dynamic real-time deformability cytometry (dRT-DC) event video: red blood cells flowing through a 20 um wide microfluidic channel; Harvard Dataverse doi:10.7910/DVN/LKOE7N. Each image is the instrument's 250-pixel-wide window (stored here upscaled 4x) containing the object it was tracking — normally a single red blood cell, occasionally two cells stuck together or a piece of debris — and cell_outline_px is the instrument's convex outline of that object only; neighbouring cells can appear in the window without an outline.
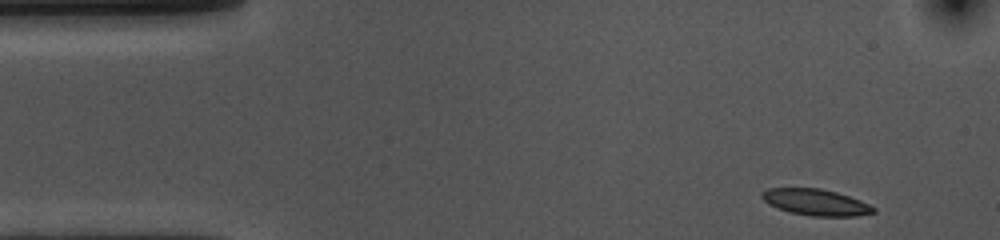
{"species": "common noctule bat (a hibernating species)", "species_latin": "Nyctalus noctula", "temperature_condition": "cold", "stored_images_in_passage": 51, "camera_frame_rate_fps": 3000, "um_per_image_px": 0.085, "animal": {"sex": "female", "body_mass_g": 10.0, "forearm_length_mm": 53.1}, "frame": {"image": 1, "passage_image": 1, "time_ms": 0.0, "image_size_px": [1000, 240], "cell_outline_px": [[876, 212], [856, 216], [812, 216], [788, 212], [768, 204], [760, 196], [760, 192], [768, 188], [820, 188], [836, 192], [860, 200], [876, 208]], "centroid_in_image_um": [69.31, 17.19], "position_along_channel_um": 15.7, "area_um2": 17.17}}
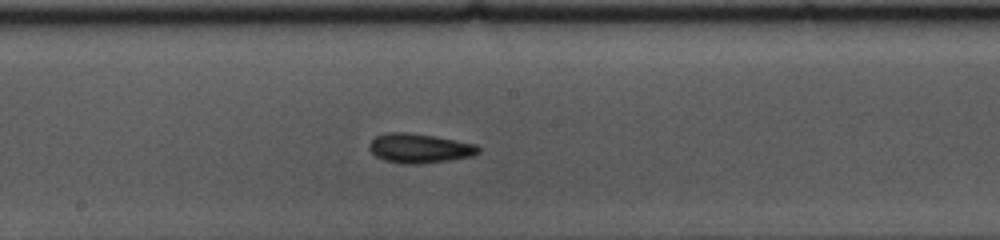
{"frame": {"image": 2, "passage_image": 24, "time_ms": 7.667, "image_size_px": [1000, 240], "cell_outline_px": [[480, 152], [472, 156], [448, 160], [416, 164], [400, 164], [384, 160], [376, 156], [368, 148], [368, 144], [376, 136], [384, 132], [404, 132], [436, 136], [476, 144], [480, 148]], "centroid_in_image_um": [35.63, 12.59], "position_along_channel_um": 212.6, "area_um2": 18.79}}
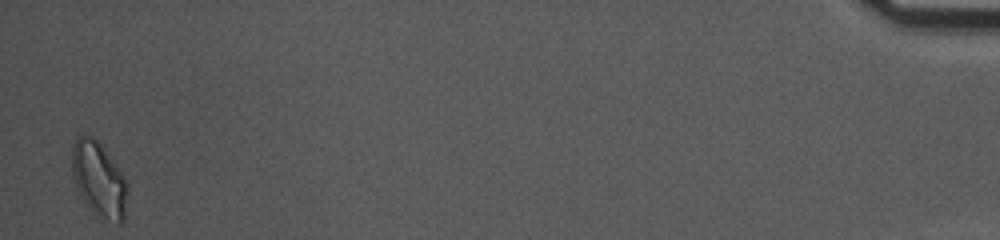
{"frame": {"image": 3, "passage_image": 50, "time_ms": 16.333, "image_size_px": [1000, 240], "cell_outline_px": [[128, 192], [124, 220], [120, 224], [116, 224], [100, 220], [96, 216], [80, 196], [76, 188], [72, 176], [72, 144], [76, 136], [92, 136], [104, 148], [124, 176], [128, 184]], "centroid_in_image_um": [8.41, 15.31], "position_along_channel_um": 426.8, "area_um2": 24.74}, "authors_computed_cell_mechanics": {"area_um2": 17.918, "velocity_mm_per_s": 3.6034, "shape_relaxation_time_tau1_ms": 4.0744, "shape_relaxation_time_tau2_ms": 4.1378, "deformation_change_tau1": 0.1078, "deformation_change_tau2": 0.1094}}